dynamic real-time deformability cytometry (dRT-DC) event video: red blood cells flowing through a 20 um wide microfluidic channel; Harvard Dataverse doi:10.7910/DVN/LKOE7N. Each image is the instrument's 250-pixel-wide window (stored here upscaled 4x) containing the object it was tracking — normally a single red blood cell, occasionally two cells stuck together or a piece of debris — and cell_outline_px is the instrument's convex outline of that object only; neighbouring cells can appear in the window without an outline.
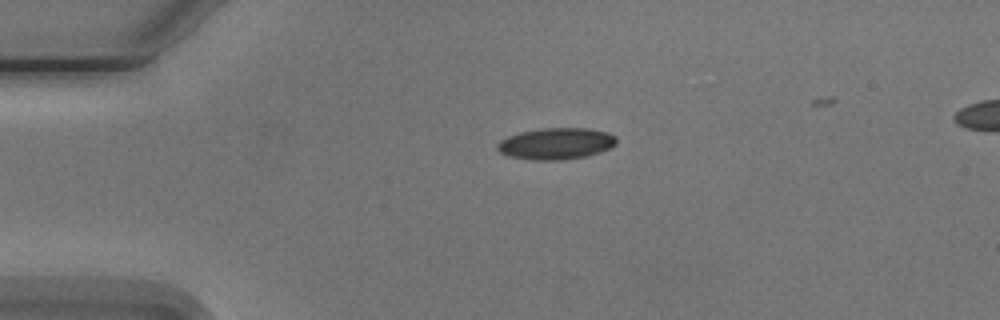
{"species": "Egyptian fruit bat (a non-hibernating species)", "species_latin": "Rousettus aegyptiacus", "temperature_condition": "cold", "stored_images_in_passage": 3, "camera_frame_rate_fps": 3000, "um_per_image_px": 0.085, "animal": {"sex": "male"}, "frame": {"image": 1, "passage_image": 3, "time_ms": 2.667, "image_size_px": [1000, 320], "cell_outline_px": [[616, 144], [600, 152], [588, 156], [560, 160], [532, 160], [508, 156], [500, 152], [496, 148], [496, 144], [500, 140], [508, 136], [520, 132], [540, 128], [588, 128], [608, 132], [616, 136]], "centroid_in_image_um": [47.25, 12.2], "position_along_channel_um": 37.7, "area_um2": 22.02}}